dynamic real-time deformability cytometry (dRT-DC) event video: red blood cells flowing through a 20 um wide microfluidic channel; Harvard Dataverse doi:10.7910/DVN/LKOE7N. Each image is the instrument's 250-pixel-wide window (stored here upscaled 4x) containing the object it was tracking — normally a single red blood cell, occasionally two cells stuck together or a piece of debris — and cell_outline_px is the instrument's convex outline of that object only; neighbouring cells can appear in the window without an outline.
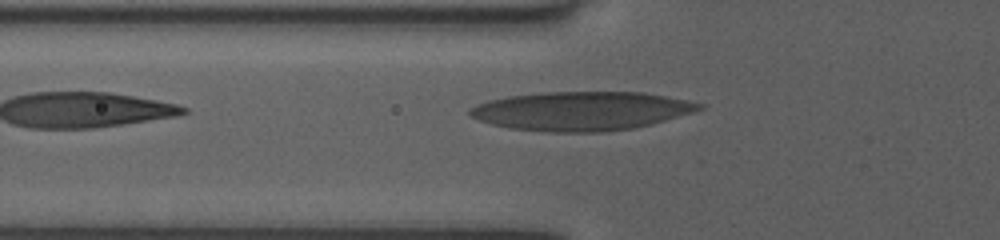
{"species": "human", "species_latin": "Homo sapiens", "temperature_condition": "room temperature", "stored_images_in_passage": 16, "camera_frame_rate_fps": 3000, "um_per_image_px": 0.085, "donor": {"sex": "female"}, "frame": {"image": 1, "passage_image": 4, "time_ms": 1.0, "image_size_px": [1000, 240], "cell_outline_px": [[704, 108], [692, 112], [652, 124], [636, 128], [604, 132], [548, 132], [512, 128], [492, 124], [480, 120], [472, 116], [468, 112], [468, 108], [476, 104], [488, 100], [508, 96], [544, 92], [644, 92], [688, 100], [704, 104]], "centroid_in_image_um": [49.43, 9.43], "position_along_channel_um": 76.4, "area_um2": 52.02}}
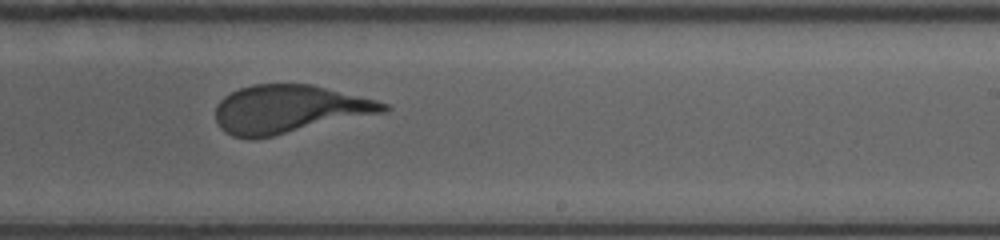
{"frame": {"image": 2, "passage_image": 10, "time_ms": 3.0, "image_size_px": [1000, 240], "cell_outline_px": [[388, 112], [272, 136], [248, 140], [232, 136], [224, 132], [220, 128], [216, 120], [216, 104], [224, 96], [240, 88], [252, 84], [312, 84], [376, 100], [388, 104]], "centroid_in_image_um": [24.55, 9.29], "position_along_channel_um": 264.4, "area_um2": 47.22}}
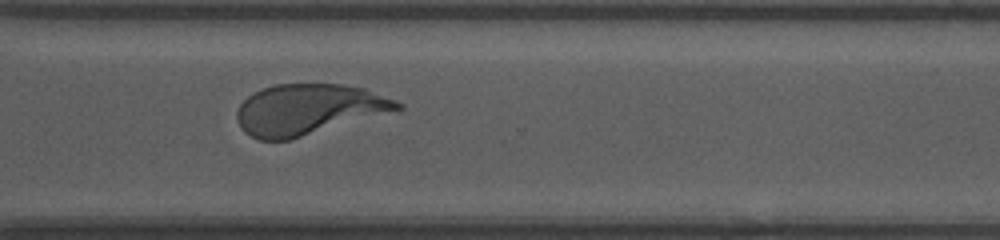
{"frame": {"image": 3, "passage_image": 13, "time_ms": 4.0, "image_size_px": [1000, 240], "cell_outline_px": [[404, 108], [288, 140], [260, 140], [244, 132], [236, 116], [236, 112], [240, 104], [252, 92], [276, 84], [340, 84], [364, 88], [396, 100], [404, 104]], "centroid_in_image_um": [26.2, 9.29], "position_along_channel_um": 344.4, "area_um2": 46.88}}